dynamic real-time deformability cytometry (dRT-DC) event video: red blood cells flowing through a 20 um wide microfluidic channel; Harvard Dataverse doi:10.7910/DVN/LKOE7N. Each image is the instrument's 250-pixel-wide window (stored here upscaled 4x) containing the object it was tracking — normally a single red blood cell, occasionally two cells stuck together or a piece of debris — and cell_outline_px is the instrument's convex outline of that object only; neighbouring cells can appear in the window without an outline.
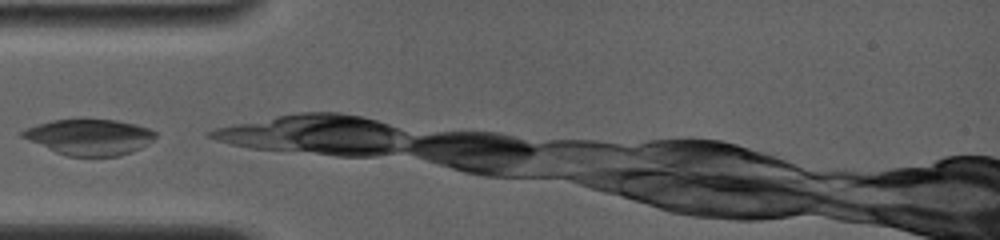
{"species": "common noctule bat (a hibernating species)", "species_latin": "Nyctalus noctula", "temperature_condition": "room temperature", "stored_images_in_passage": 20, "camera_frame_rate_fps": 4000, "um_per_image_px": 0.085, "animal": {"sex": "female", "body_mass_g": 19.0, "forearm_length_mm": 56.7}, "frame": {"image": 1, "passage_image": 1, "time_ms": 0.0, "image_size_px": [1000, 240], "cell_outline_px": [[156, 136], [152, 140], [140, 148], [120, 156], [68, 156], [56, 152], [20, 136], [20, 132], [24, 128], [36, 124], [52, 120], [80, 116], [116, 120], [136, 124], [148, 128], [156, 132]], "centroid_in_image_um": [7.57, 11.59], "position_along_channel_um": 77.4, "area_um2": 28.44}}